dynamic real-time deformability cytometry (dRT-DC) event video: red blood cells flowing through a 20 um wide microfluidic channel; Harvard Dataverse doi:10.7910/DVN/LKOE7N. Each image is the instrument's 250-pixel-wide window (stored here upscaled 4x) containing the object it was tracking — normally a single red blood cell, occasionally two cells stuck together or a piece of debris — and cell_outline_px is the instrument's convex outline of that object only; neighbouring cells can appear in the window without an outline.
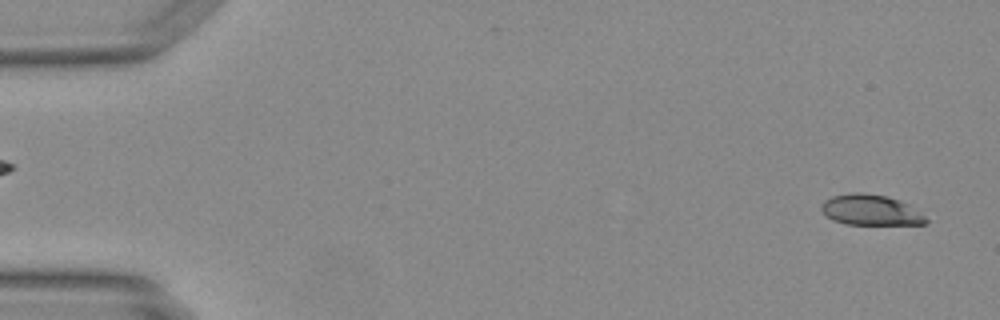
{"species": "Egyptian fruit bat (a non-hibernating species)", "species_latin": "Rousettus aegyptiacus", "temperature_condition": "warm", "stored_images_in_passage": 48, "camera_frame_rate_fps": 3000, "um_per_image_px": 0.085, "animal": {"sex": "female"}, "frame": {"image": 1, "passage_image": 2, "time_ms": 0.333, "image_size_px": [1000, 320], "cell_outline_px": [[928, 220], [924, 224], [848, 224], [832, 220], [820, 208], [820, 204], [824, 200], [832, 196], [852, 192], [864, 192], [888, 196], [900, 200], [908, 204], [924, 216]], "centroid_in_image_um": [73.97, 17.83], "position_along_channel_um": 11.0, "area_um2": 18.61}}
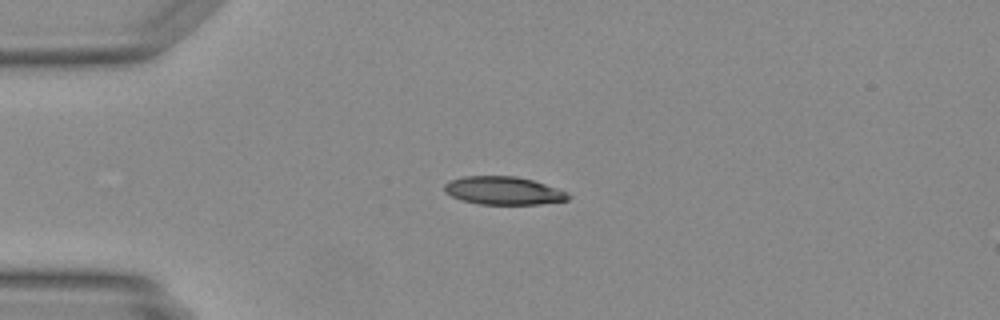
{"frame": {"image": 2, "passage_image": 12, "time_ms": 3.667, "image_size_px": [1000, 320], "cell_outline_px": [[572, 196], [568, 200], [540, 204], [480, 204], [460, 200], [444, 192], [444, 184], [448, 180], [464, 176], [516, 176], [532, 180], [568, 192]], "centroid_in_image_um": [42.77, 16.2], "position_along_channel_um": 42.2, "area_um2": 20.35}}
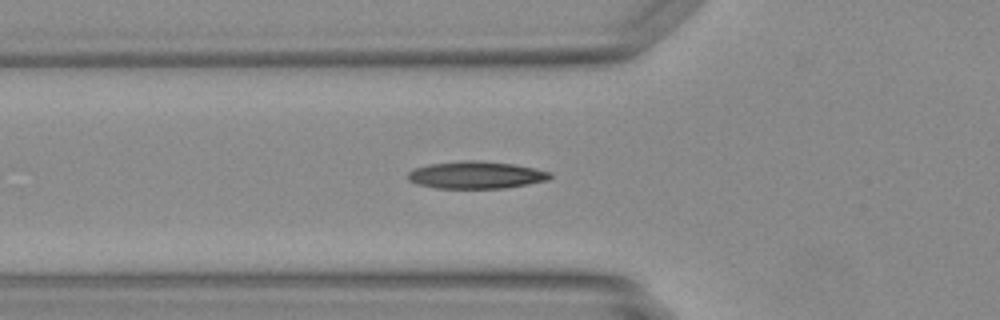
{"frame": {"image": 3, "passage_image": 17, "time_ms": 5.333, "image_size_px": [1000, 320], "cell_outline_px": [[552, 176], [548, 180], [528, 184], [504, 188], [436, 188], [416, 184], [408, 180], [408, 172], [412, 168], [428, 164], [464, 160], [476, 160], [512, 164], [552, 172]], "centroid_in_image_um": [40.42, 14.87], "position_along_channel_um": 85.4, "area_um2": 22.66}}